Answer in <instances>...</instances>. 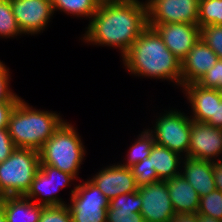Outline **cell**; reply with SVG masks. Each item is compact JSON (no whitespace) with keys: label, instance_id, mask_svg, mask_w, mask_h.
I'll return each instance as SVG.
<instances>
[{"label":"cell","instance_id":"cell-1","mask_svg":"<svg viewBox=\"0 0 222 222\" xmlns=\"http://www.w3.org/2000/svg\"><path fill=\"white\" fill-rule=\"evenodd\" d=\"M148 27L147 4L139 0L99 6L91 16L84 42L117 47L123 57Z\"/></svg>","mask_w":222,"mask_h":222},{"label":"cell","instance_id":"cell-2","mask_svg":"<svg viewBox=\"0 0 222 222\" xmlns=\"http://www.w3.org/2000/svg\"><path fill=\"white\" fill-rule=\"evenodd\" d=\"M122 58L131 75L171 80L182 87L181 61L152 27L148 26L141 33Z\"/></svg>","mask_w":222,"mask_h":222},{"label":"cell","instance_id":"cell-3","mask_svg":"<svg viewBox=\"0 0 222 222\" xmlns=\"http://www.w3.org/2000/svg\"><path fill=\"white\" fill-rule=\"evenodd\" d=\"M64 121L55 112L33 109L21 98L10 115L7 129L16 148L39 151Z\"/></svg>","mask_w":222,"mask_h":222},{"label":"cell","instance_id":"cell-4","mask_svg":"<svg viewBox=\"0 0 222 222\" xmlns=\"http://www.w3.org/2000/svg\"><path fill=\"white\" fill-rule=\"evenodd\" d=\"M85 154L75 127L64 121L39 150L40 165L53 166L77 179Z\"/></svg>","mask_w":222,"mask_h":222},{"label":"cell","instance_id":"cell-5","mask_svg":"<svg viewBox=\"0 0 222 222\" xmlns=\"http://www.w3.org/2000/svg\"><path fill=\"white\" fill-rule=\"evenodd\" d=\"M40 167L39 151L16 148L0 163V198L24 196Z\"/></svg>","mask_w":222,"mask_h":222},{"label":"cell","instance_id":"cell-6","mask_svg":"<svg viewBox=\"0 0 222 222\" xmlns=\"http://www.w3.org/2000/svg\"><path fill=\"white\" fill-rule=\"evenodd\" d=\"M164 114L156 119L154 129H148V131L153 135L155 143L165 146L182 157H188L191 118L175 109L166 111Z\"/></svg>","mask_w":222,"mask_h":222},{"label":"cell","instance_id":"cell-7","mask_svg":"<svg viewBox=\"0 0 222 222\" xmlns=\"http://www.w3.org/2000/svg\"><path fill=\"white\" fill-rule=\"evenodd\" d=\"M70 198L72 222H106L109 200L90 180L74 186Z\"/></svg>","mask_w":222,"mask_h":222},{"label":"cell","instance_id":"cell-8","mask_svg":"<svg viewBox=\"0 0 222 222\" xmlns=\"http://www.w3.org/2000/svg\"><path fill=\"white\" fill-rule=\"evenodd\" d=\"M75 179L73 175L58 168L50 165H40L29 190L24 196L33 202L37 200L36 197L40 196L42 201L38 204L44 206L66 205L64 200L62 201V198L58 197L57 191L71 185L69 183Z\"/></svg>","mask_w":222,"mask_h":222},{"label":"cell","instance_id":"cell-9","mask_svg":"<svg viewBox=\"0 0 222 222\" xmlns=\"http://www.w3.org/2000/svg\"><path fill=\"white\" fill-rule=\"evenodd\" d=\"M148 24L198 25L199 0H147Z\"/></svg>","mask_w":222,"mask_h":222},{"label":"cell","instance_id":"cell-10","mask_svg":"<svg viewBox=\"0 0 222 222\" xmlns=\"http://www.w3.org/2000/svg\"><path fill=\"white\" fill-rule=\"evenodd\" d=\"M142 198L140 213L145 222H170L175 210L165 180L138 187Z\"/></svg>","mask_w":222,"mask_h":222},{"label":"cell","instance_id":"cell-11","mask_svg":"<svg viewBox=\"0 0 222 222\" xmlns=\"http://www.w3.org/2000/svg\"><path fill=\"white\" fill-rule=\"evenodd\" d=\"M13 15L23 34H40L53 13L50 0H10Z\"/></svg>","mask_w":222,"mask_h":222},{"label":"cell","instance_id":"cell-12","mask_svg":"<svg viewBox=\"0 0 222 222\" xmlns=\"http://www.w3.org/2000/svg\"><path fill=\"white\" fill-rule=\"evenodd\" d=\"M162 37L166 47L181 62L200 39V27L189 23L148 24Z\"/></svg>","mask_w":222,"mask_h":222},{"label":"cell","instance_id":"cell-13","mask_svg":"<svg viewBox=\"0 0 222 222\" xmlns=\"http://www.w3.org/2000/svg\"><path fill=\"white\" fill-rule=\"evenodd\" d=\"M222 154V129L191 119L188 157L216 162Z\"/></svg>","mask_w":222,"mask_h":222},{"label":"cell","instance_id":"cell-14","mask_svg":"<svg viewBox=\"0 0 222 222\" xmlns=\"http://www.w3.org/2000/svg\"><path fill=\"white\" fill-rule=\"evenodd\" d=\"M90 181L99 188L108 200L121 194L138 191L130 168L124 167L120 163L100 170Z\"/></svg>","mask_w":222,"mask_h":222},{"label":"cell","instance_id":"cell-15","mask_svg":"<svg viewBox=\"0 0 222 222\" xmlns=\"http://www.w3.org/2000/svg\"><path fill=\"white\" fill-rule=\"evenodd\" d=\"M218 59L215 52L199 39L181 62L182 87L197 83L215 65Z\"/></svg>","mask_w":222,"mask_h":222},{"label":"cell","instance_id":"cell-16","mask_svg":"<svg viewBox=\"0 0 222 222\" xmlns=\"http://www.w3.org/2000/svg\"><path fill=\"white\" fill-rule=\"evenodd\" d=\"M182 88L190 102L192 120L207 123L210 118H215L216 101H222L218 89L204 88L197 83L183 85Z\"/></svg>","mask_w":222,"mask_h":222},{"label":"cell","instance_id":"cell-17","mask_svg":"<svg viewBox=\"0 0 222 222\" xmlns=\"http://www.w3.org/2000/svg\"><path fill=\"white\" fill-rule=\"evenodd\" d=\"M182 160L184 168L181 169L180 174L191 184L200 197L216 190L213 162L191 157H184Z\"/></svg>","mask_w":222,"mask_h":222},{"label":"cell","instance_id":"cell-18","mask_svg":"<svg viewBox=\"0 0 222 222\" xmlns=\"http://www.w3.org/2000/svg\"><path fill=\"white\" fill-rule=\"evenodd\" d=\"M166 184L175 213L198 212L200 196L181 174L166 180Z\"/></svg>","mask_w":222,"mask_h":222},{"label":"cell","instance_id":"cell-19","mask_svg":"<svg viewBox=\"0 0 222 222\" xmlns=\"http://www.w3.org/2000/svg\"><path fill=\"white\" fill-rule=\"evenodd\" d=\"M0 202L7 222H39L44 207L19 195L1 197Z\"/></svg>","mask_w":222,"mask_h":222},{"label":"cell","instance_id":"cell-20","mask_svg":"<svg viewBox=\"0 0 222 222\" xmlns=\"http://www.w3.org/2000/svg\"><path fill=\"white\" fill-rule=\"evenodd\" d=\"M148 158L160 180L166 181L180 175L179 167L183 157L165 146L154 143Z\"/></svg>","mask_w":222,"mask_h":222},{"label":"cell","instance_id":"cell-21","mask_svg":"<svg viewBox=\"0 0 222 222\" xmlns=\"http://www.w3.org/2000/svg\"><path fill=\"white\" fill-rule=\"evenodd\" d=\"M52 3L53 11L64 12L66 14H72L77 17L91 16L98 10V5L94 0H50Z\"/></svg>","mask_w":222,"mask_h":222},{"label":"cell","instance_id":"cell-22","mask_svg":"<svg viewBox=\"0 0 222 222\" xmlns=\"http://www.w3.org/2000/svg\"><path fill=\"white\" fill-rule=\"evenodd\" d=\"M154 143L153 135L148 131V129L141 132L135 140V143L129 149V154L126 160L127 162L123 164L121 163L120 165L129 168L132 165L143 161L145 158H148Z\"/></svg>","mask_w":222,"mask_h":222},{"label":"cell","instance_id":"cell-23","mask_svg":"<svg viewBox=\"0 0 222 222\" xmlns=\"http://www.w3.org/2000/svg\"><path fill=\"white\" fill-rule=\"evenodd\" d=\"M222 25V0H199L198 26Z\"/></svg>","mask_w":222,"mask_h":222},{"label":"cell","instance_id":"cell-24","mask_svg":"<svg viewBox=\"0 0 222 222\" xmlns=\"http://www.w3.org/2000/svg\"><path fill=\"white\" fill-rule=\"evenodd\" d=\"M23 34L13 15L10 0H0V37L10 38Z\"/></svg>","mask_w":222,"mask_h":222},{"label":"cell","instance_id":"cell-25","mask_svg":"<svg viewBox=\"0 0 222 222\" xmlns=\"http://www.w3.org/2000/svg\"><path fill=\"white\" fill-rule=\"evenodd\" d=\"M197 213L222 221V191L216 189L208 195L201 196Z\"/></svg>","mask_w":222,"mask_h":222},{"label":"cell","instance_id":"cell-26","mask_svg":"<svg viewBox=\"0 0 222 222\" xmlns=\"http://www.w3.org/2000/svg\"><path fill=\"white\" fill-rule=\"evenodd\" d=\"M142 198L138 191L121 194L109 200L108 209H118L119 211L140 213Z\"/></svg>","mask_w":222,"mask_h":222},{"label":"cell","instance_id":"cell-27","mask_svg":"<svg viewBox=\"0 0 222 222\" xmlns=\"http://www.w3.org/2000/svg\"><path fill=\"white\" fill-rule=\"evenodd\" d=\"M129 168L138 187L160 180L154 167L150 164L149 158H145L143 161H140Z\"/></svg>","mask_w":222,"mask_h":222},{"label":"cell","instance_id":"cell-28","mask_svg":"<svg viewBox=\"0 0 222 222\" xmlns=\"http://www.w3.org/2000/svg\"><path fill=\"white\" fill-rule=\"evenodd\" d=\"M200 39L222 60V25H204L200 28Z\"/></svg>","mask_w":222,"mask_h":222},{"label":"cell","instance_id":"cell-29","mask_svg":"<svg viewBox=\"0 0 222 222\" xmlns=\"http://www.w3.org/2000/svg\"><path fill=\"white\" fill-rule=\"evenodd\" d=\"M39 222H72L67 204L61 206H44Z\"/></svg>","mask_w":222,"mask_h":222},{"label":"cell","instance_id":"cell-30","mask_svg":"<svg viewBox=\"0 0 222 222\" xmlns=\"http://www.w3.org/2000/svg\"><path fill=\"white\" fill-rule=\"evenodd\" d=\"M204 88L219 89L222 87V60L218 59L215 65L208 70L197 82Z\"/></svg>","mask_w":222,"mask_h":222},{"label":"cell","instance_id":"cell-31","mask_svg":"<svg viewBox=\"0 0 222 222\" xmlns=\"http://www.w3.org/2000/svg\"><path fill=\"white\" fill-rule=\"evenodd\" d=\"M9 68L0 60V102L1 101H19V97L16 93L10 89V74Z\"/></svg>","mask_w":222,"mask_h":222},{"label":"cell","instance_id":"cell-32","mask_svg":"<svg viewBox=\"0 0 222 222\" xmlns=\"http://www.w3.org/2000/svg\"><path fill=\"white\" fill-rule=\"evenodd\" d=\"M106 222H145L141 213L119 211L118 209H108Z\"/></svg>","mask_w":222,"mask_h":222},{"label":"cell","instance_id":"cell-33","mask_svg":"<svg viewBox=\"0 0 222 222\" xmlns=\"http://www.w3.org/2000/svg\"><path fill=\"white\" fill-rule=\"evenodd\" d=\"M16 149L12 142L8 129H0V163L5 161Z\"/></svg>","mask_w":222,"mask_h":222},{"label":"cell","instance_id":"cell-34","mask_svg":"<svg viewBox=\"0 0 222 222\" xmlns=\"http://www.w3.org/2000/svg\"><path fill=\"white\" fill-rule=\"evenodd\" d=\"M19 101L0 102V129L8 127L10 115Z\"/></svg>","mask_w":222,"mask_h":222},{"label":"cell","instance_id":"cell-35","mask_svg":"<svg viewBox=\"0 0 222 222\" xmlns=\"http://www.w3.org/2000/svg\"><path fill=\"white\" fill-rule=\"evenodd\" d=\"M213 177L216 189L222 191V159L213 162Z\"/></svg>","mask_w":222,"mask_h":222},{"label":"cell","instance_id":"cell-36","mask_svg":"<svg viewBox=\"0 0 222 222\" xmlns=\"http://www.w3.org/2000/svg\"><path fill=\"white\" fill-rule=\"evenodd\" d=\"M207 124L222 129V101H216L215 118H210Z\"/></svg>","mask_w":222,"mask_h":222},{"label":"cell","instance_id":"cell-37","mask_svg":"<svg viewBox=\"0 0 222 222\" xmlns=\"http://www.w3.org/2000/svg\"><path fill=\"white\" fill-rule=\"evenodd\" d=\"M95 3L99 6H104V5H111V4H116V3H121L126 0H94Z\"/></svg>","mask_w":222,"mask_h":222},{"label":"cell","instance_id":"cell-38","mask_svg":"<svg viewBox=\"0 0 222 222\" xmlns=\"http://www.w3.org/2000/svg\"><path fill=\"white\" fill-rule=\"evenodd\" d=\"M198 222H221V221L211 216L198 214Z\"/></svg>","mask_w":222,"mask_h":222},{"label":"cell","instance_id":"cell-39","mask_svg":"<svg viewBox=\"0 0 222 222\" xmlns=\"http://www.w3.org/2000/svg\"><path fill=\"white\" fill-rule=\"evenodd\" d=\"M0 222H7L4 211H3V205L0 202Z\"/></svg>","mask_w":222,"mask_h":222},{"label":"cell","instance_id":"cell-40","mask_svg":"<svg viewBox=\"0 0 222 222\" xmlns=\"http://www.w3.org/2000/svg\"><path fill=\"white\" fill-rule=\"evenodd\" d=\"M219 93H220V96L222 98V87L218 89Z\"/></svg>","mask_w":222,"mask_h":222}]
</instances>
